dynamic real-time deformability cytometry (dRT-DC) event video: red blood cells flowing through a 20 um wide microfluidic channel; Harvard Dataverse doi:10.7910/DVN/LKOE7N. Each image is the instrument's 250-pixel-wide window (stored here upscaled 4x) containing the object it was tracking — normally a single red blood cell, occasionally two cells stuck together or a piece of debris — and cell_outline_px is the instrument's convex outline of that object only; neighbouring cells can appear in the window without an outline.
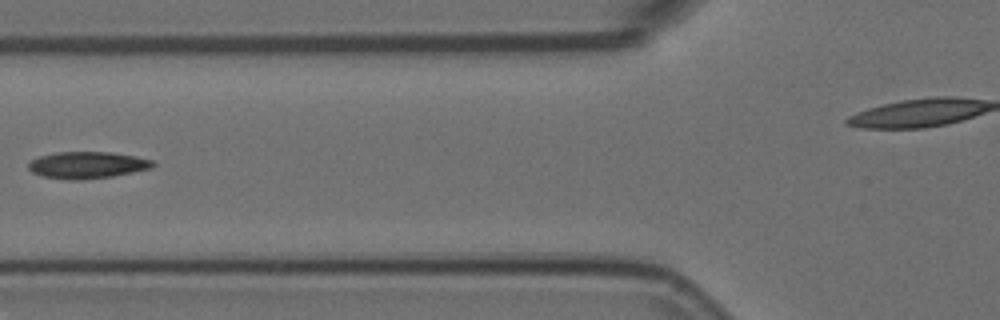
{"species": "Egyptian fruit bat (a non-hibernating species)", "species_latin": "Rousettus aegyptiacus", "temperature_condition": "room temperature", "stored_images_in_passage": 8, "segment_of_instrument_passage": [1, 2], "camera_frame_rate_fps": 3000, "um_per_image_px": 0.085, "animal": {"sex": "female"}, "frame": {"image": 1, "passage_image": 6, "time_ms": 1.667, "image_size_px": [1000, 320], "cell_outline_px": [[156, 164], [152, 168], [112, 176], [80, 180], [68, 180], [44, 176], [32, 172], [28, 168], [28, 164], [32, 160], [40, 156], [60, 152], [112, 152], [136, 156], [152, 160]], "centroid_in_image_um": [7.44, 14.03], "position_along_channel_um": 118.4, "area_um2": 19.31}}
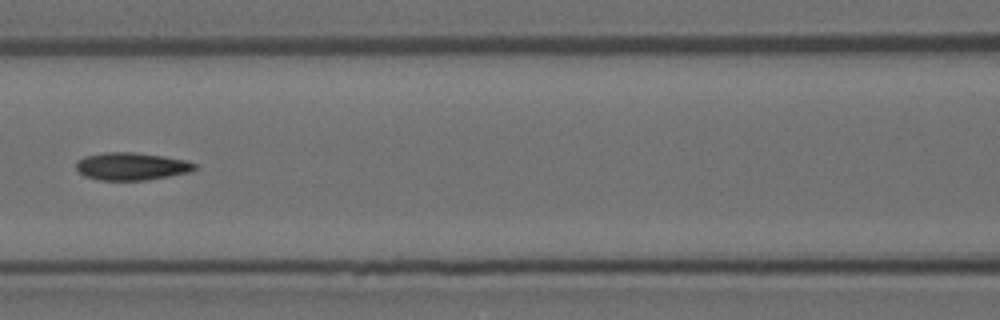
{"frame": {"image": 2, "passage_image": 7, "time_ms": 2.0, "image_size_px": [1000, 320], "cell_outline_px": [[196, 168], [192, 172], [148, 180], [100, 180], [84, 176], [76, 168], [76, 164], [84, 156], [104, 152], [132, 152], [164, 156], [184, 160], [196, 164]], "centroid_in_image_um": [11.19, 14.14], "position_along_channel_um": 155.4, "area_um2": 19.07}}